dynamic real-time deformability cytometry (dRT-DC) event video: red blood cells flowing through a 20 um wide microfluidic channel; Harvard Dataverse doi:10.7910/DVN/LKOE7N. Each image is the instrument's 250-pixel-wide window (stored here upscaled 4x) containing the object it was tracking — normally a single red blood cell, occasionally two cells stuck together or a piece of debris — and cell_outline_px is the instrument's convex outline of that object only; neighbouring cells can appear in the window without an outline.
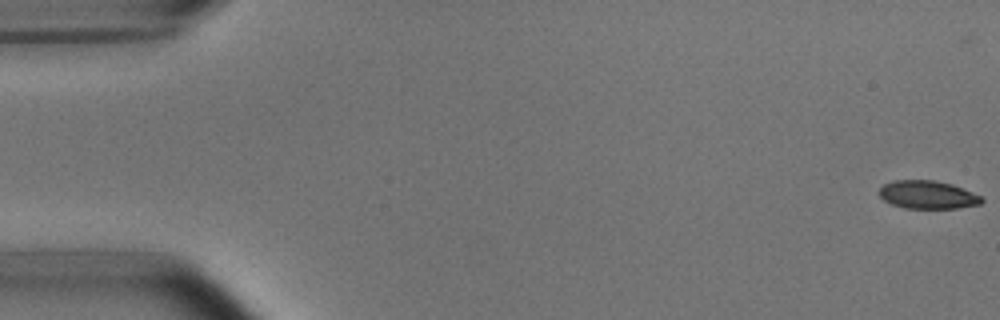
{"species": "common noctule bat (a hibernating species)", "species_latin": "Nyctalus noctula", "temperature_condition": "room temperature", "stored_images_in_passage": 53, "camera_frame_rate_fps": 3000, "um_per_image_px": 0.085, "animal": {"sex": "male", "body_mass_g": 15.6}, "frame": {"image": 1, "passage_image": 1, "time_ms": 0.0, "image_size_px": [1000, 320], "cell_outline_px": [[984, 200], [980, 204], [956, 208], [904, 208], [892, 204], [884, 200], [876, 192], [884, 184], [892, 180], [936, 180], [952, 184], [972, 192], [980, 196]], "centroid_in_image_um": [78.81, 16.54], "position_along_channel_um": 6.2, "area_um2": 16.82}}
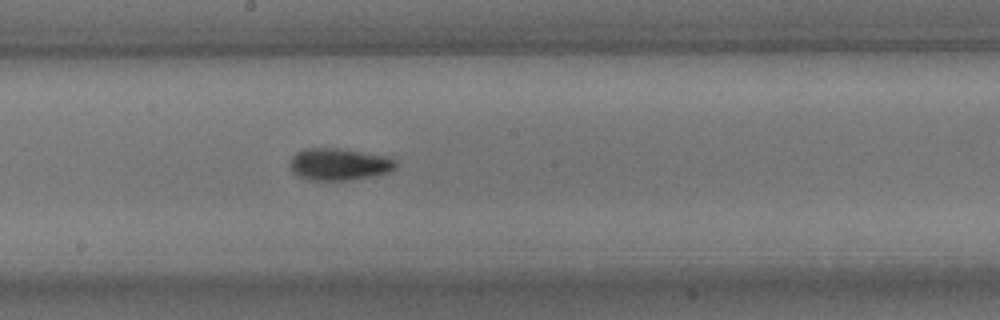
{"frame": {"image": 2, "passage_image": 29, "time_ms": 9.333, "image_size_px": [1000, 320], "cell_outline_px": [[396, 168], [388, 172], [372, 176], [348, 180], [308, 180], [296, 176], [292, 172], [288, 164], [288, 160], [296, 152], [304, 148], [336, 148], [388, 156], [396, 160]], "centroid_in_image_um": [28.76, 13.96], "position_along_channel_um": 219.4, "area_um2": 20.0}}
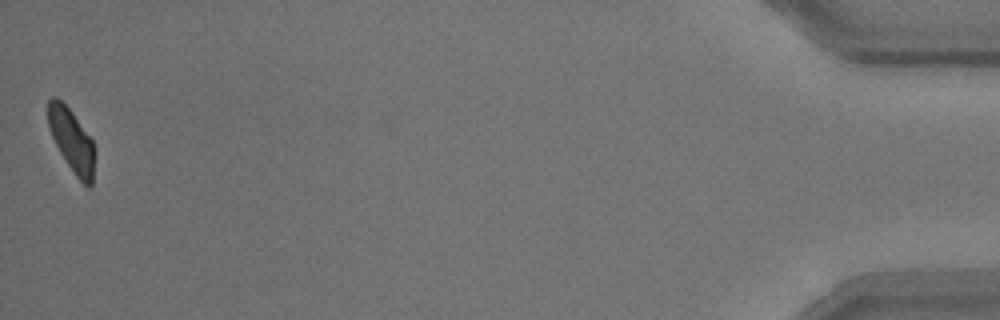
{"frame": {"image": 3, "passage_image": 53, "time_ms": 17.333, "image_size_px": [1000, 320], "cell_outline_px": [[96, 152], [92, 184], [88, 188], [76, 176], [60, 152], [52, 136], [48, 124], [48, 100], [52, 96], [56, 96], [72, 112], [92, 140]], "centroid_in_image_um": [6.12, 11.95], "position_along_channel_um": 429.1, "area_um2": 16.99}, "authors_computed_cell_mechanics": {"area_um2": 18.3804, "velocity_mm_per_s": 3.7828, "shape_relaxation_time_tau1_ms": 3.6586, "shape_relaxation_time_tau2_ms": 1.5793, "deformation_change_tau1": 0.1419, "deformation_change_tau2": 0.0724}}